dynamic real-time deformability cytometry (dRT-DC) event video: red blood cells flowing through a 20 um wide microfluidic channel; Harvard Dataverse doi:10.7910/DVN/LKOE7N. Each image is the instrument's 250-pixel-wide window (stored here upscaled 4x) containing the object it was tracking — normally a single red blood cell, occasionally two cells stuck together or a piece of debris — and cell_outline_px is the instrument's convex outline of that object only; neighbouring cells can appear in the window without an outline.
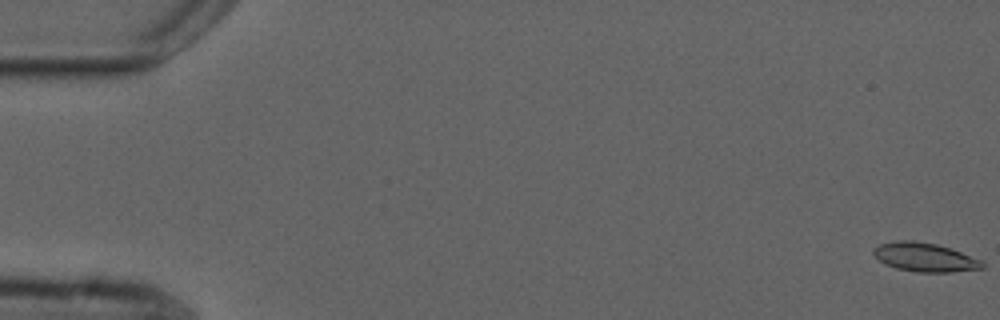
{"species": "common noctule bat (a hibernating species)", "species_latin": "Nyctalus noctula", "temperature_condition": "cold", "stored_images_in_passage": 6, "camera_frame_rate_fps": 3000, "um_per_image_px": 0.085, "animal": {"sex": "male", "forearm_length_mm": 52.5}, "frame": {"image": 1, "passage_image": 1, "time_ms": 0.0, "image_size_px": [1000, 320], "cell_outline_px": [[984, 268], [952, 272], [916, 272], [896, 268], [884, 264], [872, 252], [872, 248], [880, 244], [896, 240], [912, 240], [936, 244], [952, 248], [984, 260]], "centroid_in_image_um": [78.64, 21.86], "position_along_channel_um": 6.4, "area_um2": 18.55}}